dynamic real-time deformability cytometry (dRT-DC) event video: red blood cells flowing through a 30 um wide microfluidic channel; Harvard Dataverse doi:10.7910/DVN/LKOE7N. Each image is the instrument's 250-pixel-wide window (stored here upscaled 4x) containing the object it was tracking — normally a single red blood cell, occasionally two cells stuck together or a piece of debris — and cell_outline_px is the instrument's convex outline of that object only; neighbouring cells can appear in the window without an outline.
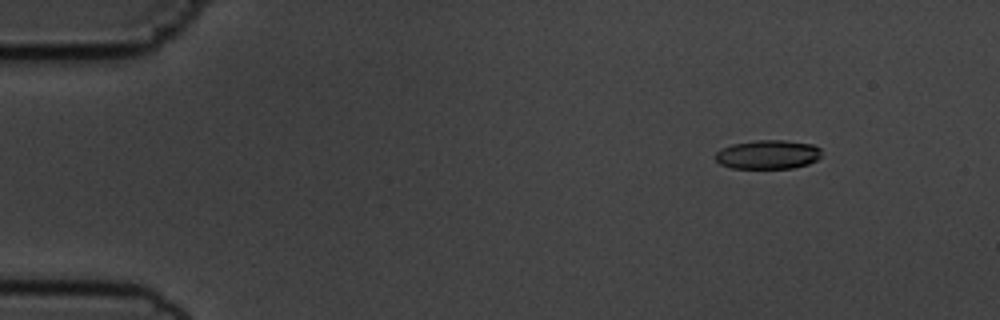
{"species": "common noctule bat (a hibernating species)", "species_latin": "Nyctalus noctula", "temperature_condition": "cold", "stored_images_in_passage": 56, "camera_frame_rate_fps": 3000, "um_per_image_px": 0.085, "animal": {"sex": "male", "body_mass_g": 19.5, "forearm_length_mm": 54.6}, "frame": {"image": 1, "passage_image": 7, "time_ms": 2.0, "image_size_px": [1000, 320], "cell_outline_px": [[820, 156], [816, 160], [808, 164], [792, 168], [732, 168], [720, 164], [712, 156], [720, 148], [732, 144], [756, 140], [784, 140], [812, 144], [820, 148]], "centroid_in_image_um": [65.22, 13.13], "position_along_channel_um": 19.8, "area_um2": 18.03}}
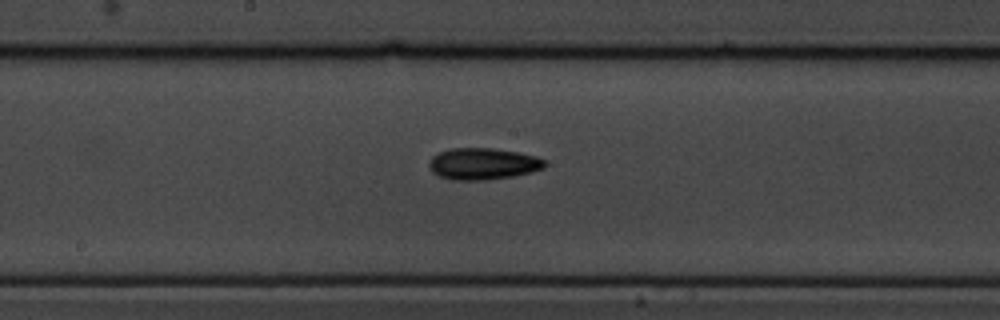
{"frame": {"image": 2, "passage_image": 30, "time_ms": 9.667, "image_size_px": [1000, 320], "cell_outline_px": [[548, 164], [544, 168], [532, 172], [512, 176], [484, 180], [452, 180], [440, 176], [432, 172], [428, 168], [428, 164], [432, 156], [448, 148], [492, 148], [520, 152], [536, 156], [544, 160]], "centroid_in_image_um": [41.05, 13.92], "position_along_channel_um": 207.1, "area_um2": 21.5}}
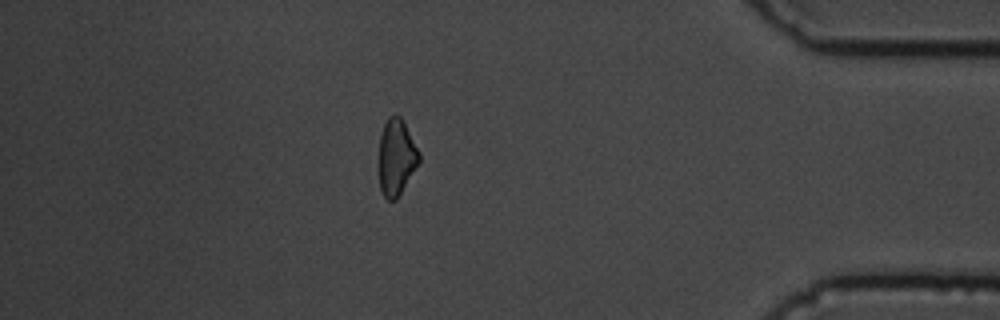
{"frame": {"image": 3, "passage_image": 49, "time_ms": 16.0, "image_size_px": [1000, 320], "cell_outline_px": [[420, 160], [396, 200], [388, 200], [384, 196], [380, 188], [380, 136], [384, 124], [388, 116], [400, 116], [420, 152]], "centroid_in_image_um": [33.7, 13.36], "position_along_channel_um": 401.5, "area_um2": 17.4}, "authors_computed_cell_mechanics": {"area_um2": 18.6116, "velocity_mm_per_s": 3.6527, "shape_relaxation_time_tau1_ms": 5.9673, "shape_relaxation_time_tau2_ms": null, "deformation_change_tau1": 0.116, "deformation_change_tau2": null}}